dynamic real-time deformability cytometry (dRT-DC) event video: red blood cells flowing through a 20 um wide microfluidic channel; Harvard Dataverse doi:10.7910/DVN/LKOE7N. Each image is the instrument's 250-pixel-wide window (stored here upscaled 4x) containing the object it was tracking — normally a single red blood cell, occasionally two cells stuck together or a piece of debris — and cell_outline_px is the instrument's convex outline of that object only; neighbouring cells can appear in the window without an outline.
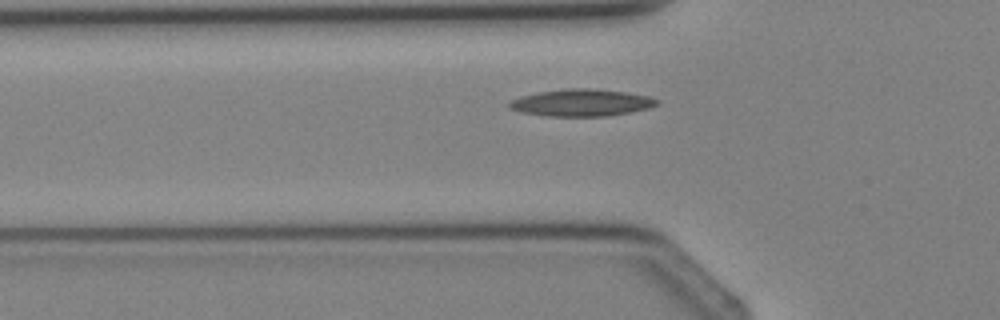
{"species": "Egyptian fruit bat (a non-hibernating species)", "species_latin": "Rousettus aegyptiacus", "temperature_condition": "cold", "stored_images_in_passage": 5, "camera_frame_rate_fps": 3000, "um_per_image_px": 0.085, "animal": {"sex": "female"}, "frame": {"image": 1, "passage_image": 5, "time_ms": 4.667, "image_size_px": [1000, 320], "cell_outline_px": [[660, 100], [656, 104], [648, 108], [608, 116], [548, 116], [524, 112], [508, 108], [504, 104], [512, 100], [524, 96], [540, 92], [568, 88], [592, 88], [624, 92], [648, 96]], "centroid_in_image_um": [49.41, 8.73], "position_along_channel_um": 76.4, "area_um2": 22.95}}